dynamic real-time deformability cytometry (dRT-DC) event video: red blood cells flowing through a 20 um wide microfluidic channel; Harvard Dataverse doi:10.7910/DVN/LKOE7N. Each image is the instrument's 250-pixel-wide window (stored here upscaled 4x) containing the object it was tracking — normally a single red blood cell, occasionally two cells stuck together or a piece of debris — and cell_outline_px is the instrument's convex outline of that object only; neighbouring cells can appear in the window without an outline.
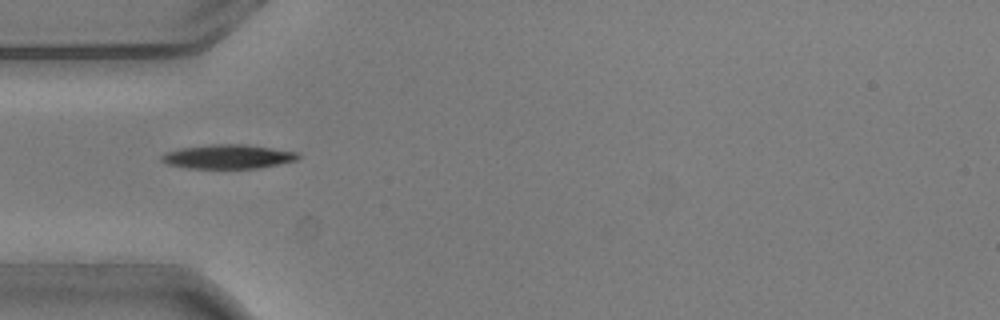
{"species": "common noctule bat (a hibernating species)", "species_latin": "Nyctalus noctula", "temperature_condition": "warm", "stored_images_in_passage": 8, "camera_frame_rate_fps": 3000, "um_per_image_px": 0.085, "animal": {"sex": "male", "body_mass_g": 20.5, "forearm_length_mm": 52.5}, "frame": {"image": 1, "passage_image": 4, "time_ms": 1.0, "image_size_px": [1000, 320], "cell_outline_px": [[304, 156], [296, 160], [260, 168], [188, 168], [168, 164], [160, 160], [160, 156], [164, 152], [180, 148], [208, 144], [244, 144], [300, 152]], "centroid_in_image_um": [19.4, 13.3], "position_along_channel_um": 65.6, "area_um2": 19.42}}
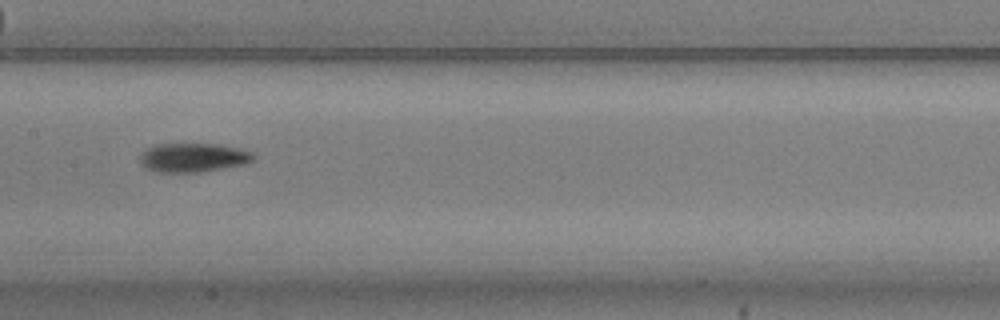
{"frame": {"image": 2, "passage_image": 7, "time_ms": 2.0, "image_size_px": [1000, 320], "cell_outline_px": [[256, 156], [252, 160], [244, 164], [224, 168], [200, 172], [156, 172], [140, 164], [140, 156], [148, 148], [156, 144], [220, 144], [252, 152]], "centroid_in_image_um": [16.42, 13.39], "position_along_channel_um": 191.0, "area_um2": 19.02}}
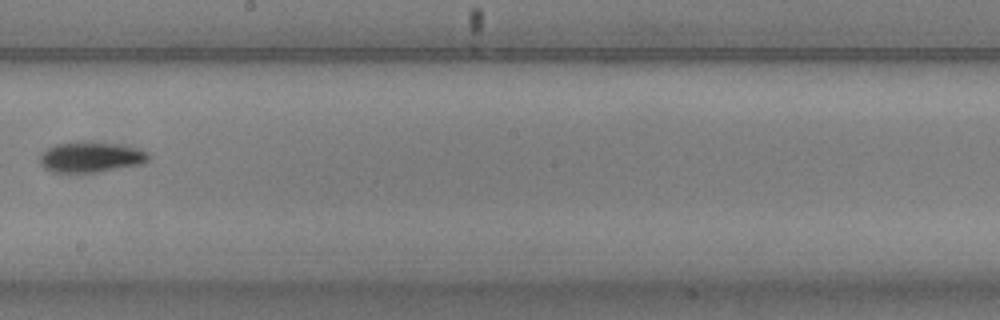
{"frame": {"image": 3, "passage_image": 8, "time_ms": 2.333, "image_size_px": [1000, 320], "cell_outline_px": [[152, 156], [144, 164], [96, 172], [52, 172], [44, 168], [40, 164], [40, 156], [52, 144], [120, 144], [140, 148], [148, 152]], "centroid_in_image_um": [7.79, 13.39], "position_along_channel_um": 240.4, "area_um2": 18.84}}